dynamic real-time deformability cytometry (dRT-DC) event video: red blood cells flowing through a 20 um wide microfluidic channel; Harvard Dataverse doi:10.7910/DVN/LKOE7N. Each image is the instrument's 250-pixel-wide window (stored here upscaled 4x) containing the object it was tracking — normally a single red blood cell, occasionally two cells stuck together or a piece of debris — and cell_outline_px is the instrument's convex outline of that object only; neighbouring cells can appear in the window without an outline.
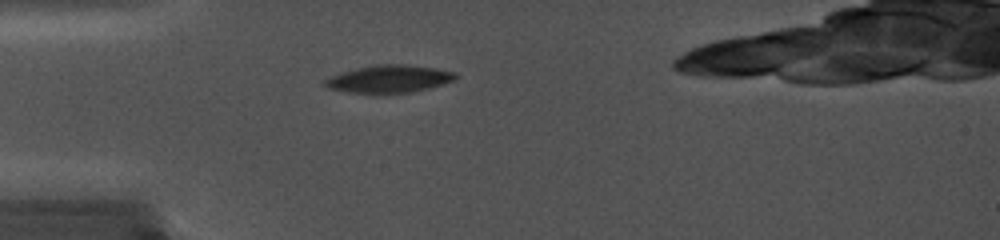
{"species": "common noctule bat (a hibernating species)", "species_latin": "Nyctalus noctula", "temperature_condition": "cold", "stored_images_in_passage": 47, "camera_frame_rate_fps": 5000, "um_per_image_px": 0.085, "animal": {"sex": "female", "body_mass_g": 19.0, "forearm_length_mm": 56.7}, "frame": {"image": 1, "passage_image": 5, "time_ms": 0.8, "image_size_px": [1000, 240], "cell_outline_px": [[460, 76], [452, 80], [440, 84], [408, 92], [352, 92], [328, 88], [324, 84], [324, 80], [340, 72], [356, 68], [376, 64], [404, 64], [436, 68], [456, 72]], "centroid_in_image_um": [33.07, 6.67], "position_along_channel_um": 51.9, "area_um2": 20.4}}
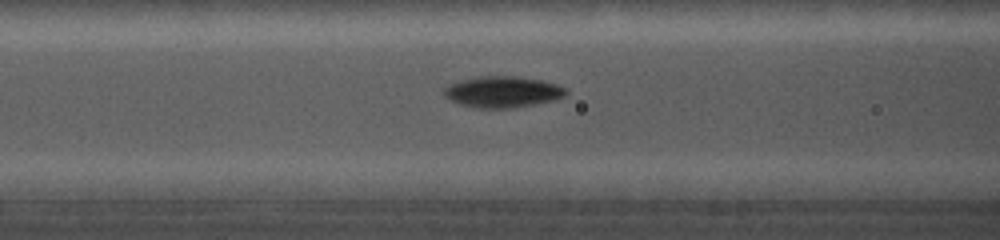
{"frame": {"image": 2, "passage_image": 16, "time_ms": 3.0, "image_size_px": [1000, 240], "cell_outline_px": [[568, 92], [564, 96], [552, 100], [516, 108], [476, 108], [460, 104], [444, 96], [444, 88], [448, 84], [460, 80], [476, 76], [520, 76], [544, 80], [556, 84], [564, 88]], "centroid_in_image_um": [42.71, 7.8], "position_along_channel_um": 123.9, "area_um2": 22.31}}
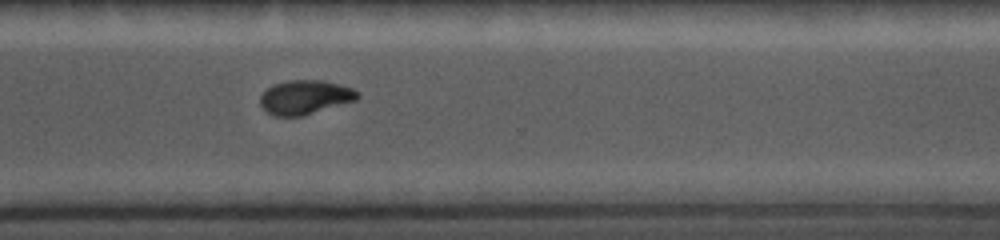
{"frame": {"image": 3, "passage_image": 45, "time_ms": 8.8, "image_size_px": [1000, 240], "cell_outline_px": [[360, 96], [356, 100], [300, 116], [272, 116], [260, 104], [260, 96], [268, 88], [276, 84], [288, 80], [324, 80], [352, 88], [360, 92]], "centroid_in_image_um": [25.94, 8.26], "position_along_channel_um": 344.7, "area_um2": 19.13}}